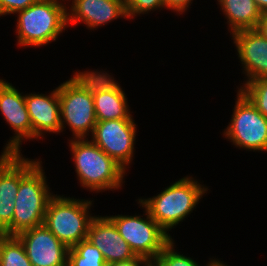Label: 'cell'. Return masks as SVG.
Masks as SVG:
<instances>
[{
    "mask_svg": "<svg viewBox=\"0 0 267 266\" xmlns=\"http://www.w3.org/2000/svg\"><path fill=\"white\" fill-rule=\"evenodd\" d=\"M136 123L133 119L97 121L92 141L125 170L132 162Z\"/></svg>",
    "mask_w": 267,
    "mask_h": 266,
    "instance_id": "obj_9",
    "label": "cell"
},
{
    "mask_svg": "<svg viewBox=\"0 0 267 266\" xmlns=\"http://www.w3.org/2000/svg\"><path fill=\"white\" fill-rule=\"evenodd\" d=\"M148 259L136 256L130 260L127 261H121V262H113L108 264L107 266H142Z\"/></svg>",
    "mask_w": 267,
    "mask_h": 266,
    "instance_id": "obj_26",
    "label": "cell"
},
{
    "mask_svg": "<svg viewBox=\"0 0 267 266\" xmlns=\"http://www.w3.org/2000/svg\"><path fill=\"white\" fill-rule=\"evenodd\" d=\"M37 0H0V16L6 14H17L24 10Z\"/></svg>",
    "mask_w": 267,
    "mask_h": 266,
    "instance_id": "obj_24",
    "label": "cell"
},
{
    "mask_svg": "<svg viewBox=\"0 0 267 266\" xmlns=\"http://www.w3.org/2000/svg\"><path fill=\"white\" fill-rule=\"evenodd\" d=\"M67 266H107L101 251L88 239L68 250Z\"/></svg>",
    "mask_w": 267,
    "mask_h": 266,
    "instance_id": "obj_19",
    "label": "cell"
},
{
    "mask_svg": "<svg viewBox=\"0 0 267 266\" xmlns=\"http://www.w3.org/2000/svg\"><path fill=\"white\" fill-rule=\"evenodd\" d=\"M30 160L15 153L0 156V222L5 228L12 223L20 180L39 162Z\"/></svg>",
    "mask_w": 267,
    "mask_h": 266,
    "instance_id": "obj_12",
    "label": "cell"
},
{
    "mask_svg": "<svg viewBox=\"0 0 267 266\" xmlns=\"http://www.w3.org/2000/svg\"><path fill=\"white\" fill-rule=\"evenodd\" d=\"M229 126L224 136L239 148L267 151V118L239 90Z\"/></svg>",
    "mask_w": 267,
    "mask_h": 266,
    "instance_id": "obj_8",
    "label": "cell"
},
{
    "mask_svg": "<svg viewBox=\"0 0 267 266\" xmlns=\"http://www.w3.org/2000/svg\"><path fill=\"white\" fill-rule=\"evenodd\" d=\"M25 102L32 125L33 139L42 138L41 135L45 132L58 134L63 131L61 127L58 88L53 90L50 95L26 94Z\"/></svg>",
    "mask_w": 267,
    "mask_h": 266,
    "instance_id": "obj_17",
    "label": "cell"
},
{
    "mask_svg": "<svg viewBox=\"0 0 267 266\" xmlns=\"http://www.w3.org/2000/svg\"><path fill=\"white\" fill-rule=\"evenodd\" d=\"M33 266H67L69 248L44 224L17 235Z\"/></svg>",
    "mask_w": 267,
    "mask_h": 266,
    "instance_id": "obj_11",
    "label": "cell"
},
{
    "mask_svg": "<svg viewBox=\"0 0 267 266\" xmlns=\"http://www.w3.org/2000/svg\"><path fill=\"white\" fill-rule=\"evenodd\" d=\"M126 12L128 18L132 19L136 14H146L154 9L165 8L164 0H126Z\"/></svg>",
    "mask_w": 267,
    "mask_h": 266,
    "instance_id": "obj_23",
    "label": "cell"
},
{
    "mask_svg": "<svg viewBox=\"0 0 267 266\" xmlns=\"http://www.w3.org/2000/svg\"><path fill=\"white\" fill-rule=\"evenodd\" d=\"M155 260L160 266H200L192 258L175 252L173 239L163 248Z\"/></svg>",
    "mask_w": 267,
    "mask_h": 266,
    "instance_id": "obj_22",
    "label": "cell"
},
{
    "mask_svg": "<svg viewBox=\"0 0 267 266\" xmlns=\"http://www.w3.org/2000/svg\"><path fill=\"white\" fill-rule=\"evenodd\" d=\"M257 30L260 31V33L267 38V12L262 13V16L260 18Z\"/></svg>",
    "mask_w": 267,
    "mask_h": 266,
    "instance_id": "obj_27",
    "label": "cell"
},
{
    "mask_svg": "<svg viewBox=\"0 0 267 266\" xmlns=\"http://www.w3.org/2000/svg\"><path fill=\"white\" fill-rule=\"evenodd\" d=\"M67 10L66 4L37 0L18 11V45L38 47L55 41L68 25Z\"/></svg>",
    "mask_w": 267,
    "mask_h": 266,
    "instance_id": "obj_5",
    "label": "cell"
},
{
    "mask_svg": "<svg viewBox=\"0 0 267 266\" xmlns=\"http://www.w3.org/2000/svg\"><path fill=\"white\" fill-rule=\"evenodd\" d=\"M39 161L21 180L14 201L12 223L6 228L9 236L44 224L50 193L46 176Z\"/></svg>",
    "mask_w": 267,
    "mask_h": 266,
    "instance_id": "obj_4",
    "label": "cell"
},
{
    "mask_svg": "<svg viewBox=\"0 0 267 266\" xmlns=\"http://www.w3.org/2000/svg\"><path fill=\"white\" fill-rule=\"evenodd\" d=\"M90 200L54 195L49 201L44 225L68 248L87 239L88 227L95 216L89 215Z\"/></svg>",
    "mask_w": 267,
    "mask_h": 266,
    "instance_id": "obj_6",
    "label": "cell"
},
{
    "mask_svg": "<svg viewBox=\"0 0 267 266\" xmlns=\"http://www.w3.org/2000/svg\"><path fill=\"white\" fill-rule=\"evenodd\" d=\"M0 266H33L17 236H8L0 243Z\"/></svg>",
    "mask_w": 267,
    "mask_h": 266,
    "instance_id": "obj_20",
    "label": "cell"
},
{
    "mask_svg": "<svg viewBox=\"0 0 267 266\" xmlns=\"http://www.w3.org/2000/svg\"><path fill=\"white\" fill-rule=\"evenodd\" d=\"M165 7L173 11L179 12L182 14L189 7L191 1L193 0H164Z\"/></svg>",
    "mask_w": 267,
    "mask_h": 266,
    "instance_id": "obj_25",
    "label": "cell"
},
{
    "mask_svg": "<svg viewBox=\"0 0 267 266\" xmlns=\"http://www.w3.org/2000/svg\"><path fill=\"white\" fill-rule=\"evenodd\" d=\"M239 90L267 118V78L251 80Z\"/></svg>",
    "mask_w": 267,
    "mask_h": 266,
    "instance_id": "obj_21",
    "label": "cell"
},
{
    "mask_svg": "<svg viewBox=\"0 0 267 266\" xmlns=\"http://www.w3.org/2000/svg\"><path fill=\"white\" fill-rule=\"evenodd\" d=\"M72 5L67 24L83 22L91 30L119 17L128 18L124 0H73Z\"/></svg>",
    "mask_w": 267,
    "mask_h": 266,
    "instance_id": "obj_16",
    "label": "cell"
},
{
    "mask_svg": "<svg viewBox=\"0 0 267 266\" xmlns=\"http://www.w3.org/2000/svg\"><path fill=\"white\" fill-rule=\"evenodd\" d=\"M262 13L267 12V0H254Z\"/></svg>",
    "mask_w": 267,
    "mask_h": 266,
    "instance_id": "obj_28",
    "label": "cell"
},
{
    "mask_svg": "<svg viewBox=\"0 0 267 266\" xmlns=\"http://www.w3.org/2000/svg\"><path fill=\"white\" fill-rule=\"evenodd\" d=\"M208 188L192 177H183L157 196L139 199L140 206L167 233L190 214Z\"/></svg>",
    "mask_w": 267,
    "mask_h": 266,
    "instance_id": "obj_3",
    "label": "cell"
},
{
    "mask_svg": "<svg viewBox=\"0 0 267 266\" xmlns=\"http://www.w3.org/2000/svg\"><path fill=\"white\" fill-rule=\"evenodd\" d=\"M244 73L248 80L267 78V38L257 29H244L232 33Z\"/></svg>",
    "mask_w": 267,
    "mask_h": 266,
    "instance_id": "obj_14",
    "label": "cell"
},
{
    "mask_svg": "<svg viewBox=\"0 0 267 266\" xmlns=\"http://www.w3.org/2000/svg\"><path fill=\"white\" fill-rule=\"evenodd\" d=\"M145 218L141 216H107L116 226L119 234L129 244L136 256L155 259L172 240L145 208Z\"/></svg>",
    "mask_w": 267,
    "mask_h": 266,
    "instance_id": "obj_7",
    "label": "cell"
},
{
    "mask_svg": "<svg viewBox=\"0 0 267 266\" xmlns=\"http://www.w3.org/2000/svg\"><path fill=\"white\" fill-rule=\"evenodd\" d=\"M46 1H54V2H57V3H62V2H59L61 0H46ZM62 1H64V0H62Z\"/></svg>",
    "mask_w": 267,
    "mask_h": 266,
    "instance_id": "obj_32",
    "label": "cell"
},
{
    "mask_svg": "<svg viewBox=\"0 0 267 266\" xmlns=\"http://www.w3.org/2000/svg\"><path fill=\"white\" fill-rule=\"evenodd\" d=\"M87 239L101 251L107 265L136 257L129 244L107 216H95L91 220Z\"/></svg>",
    "mask_w": 267,
    "mask_h": 266,
    "instance_id": "obj_15",
    "label": "cell"
},
{
    "mask_svg": "<svg viewBox=\"0 0 267 266\" xmlns=\"http://www.w3.org/2000/svg\"><path fill=\"white\" fill-rule=\"evenodd\" d=\"M21 94L12 84L0 79V111L15 132L3 153L20 154L22 140L33 139L25 95Z\"/></svg>",
    "mask_w": 267,
    "mask_h": 266,
    "instance_id": "obj_10",
    "label": "cell"
},
{
    "mask_svg": "<svg viewBox=\"0 0 267 266\" xmlns=\"http://www.w3.org/2000/svg\"><path fill=\"white\" fill-rule=\"evenodd\" d=\"M93 100L97 121L133 119L125 92L107 73L93 72Z\"/></svg>",
    "mask_w": 267,
    "mask_h": 266,
    "instance_id": "obj_13",
    "label": "cell"
},
{
    "mask_svg": "<svg viewBox=\"0 0 267 266\" xmlns=\"http://www.w3.org/2000/svg\"><path fill=\"white\" fill-rule=\"evenodd\" d=\"M207 266H227V265L223 264L222 261L216 260L214 258V260L213 259L212 260L210 259V262L208 263Z\"/></svg>",
    "mask_w": 267,
    "mask_h": 266,
    "instance_id": "obj_30",
    "label": "cell"
},
{
    "mask_svg": "<svg viewBox=\"0 0 267 266\" xmlns=\"http://www.w3.org/2000/svg\"><path fill=\"white\" fill-rule=\"evenodd\" d=\"M9 236L7 229L5 226L0 222V243Z\"/></svg>",
    "mask_w": 267,
    "mask_h": 266,
    "instance_id": "obj_29",
    "label": "cell"
},
{
    "mask_svg": "<svg viewBox=\"0 0 267 266\" xmlns=\"http://www.w3.org/2000/svg\"><path fill=\"white\" fill-rule=\"evenodd\" d=\"M142 266H160L155 259H148Z\"/></svg>",
    "mask_w": 267,
    "mask_h": 266,
    "instance_id": "obj_31",
    "label": "cell"
},
{
    "mask_svg": "<svg viewBox=\"0 0 267 266\" xmlns=\"http://www.w3.org/2000/svg\"><path fill=\"white\" fill-rule=\"evenodd\" d=\"M72 139L69 146L81 186L97 192L120 188L125 169L92 140Z\"/></svg>",
    "mask_w": 267,
    "mask_h": 266,
    "instance_id": "obj_2",
    "label": "cell"
},
{
    "mask_svg": "<svg viewBox=\"0 0 267 266\" xmlns=\"http://www.w3.org/2000/svg\"><path fill=\"white\" fill-rule=\"evenodd\" d=\"M61 127H70L73 138L83 139L94 131L97 119L93 100V71L77 72L58 87ZM90 131V132H89Z\"/></svg>",
    "mask_w": 267,
    "mask_h": 266,
    "instance_id": "obj_1",
    "label": "cell"
},
{
    "mask_svg": "<svg viewBox=\"0 0 267 266\" xmlns=\"http://www.w3.org/2000/svg\"><path fill=\"white\" fill-rule=\"evenodd\" d=\"M227 23L230 33L244 29H257L262 12L254 0H218Z\"/></svg>",
    "mask_w": 267,
    "mask_h": 266,
    "instance_id": "obj_18",
    "label": "cell"
}]
</instances>
